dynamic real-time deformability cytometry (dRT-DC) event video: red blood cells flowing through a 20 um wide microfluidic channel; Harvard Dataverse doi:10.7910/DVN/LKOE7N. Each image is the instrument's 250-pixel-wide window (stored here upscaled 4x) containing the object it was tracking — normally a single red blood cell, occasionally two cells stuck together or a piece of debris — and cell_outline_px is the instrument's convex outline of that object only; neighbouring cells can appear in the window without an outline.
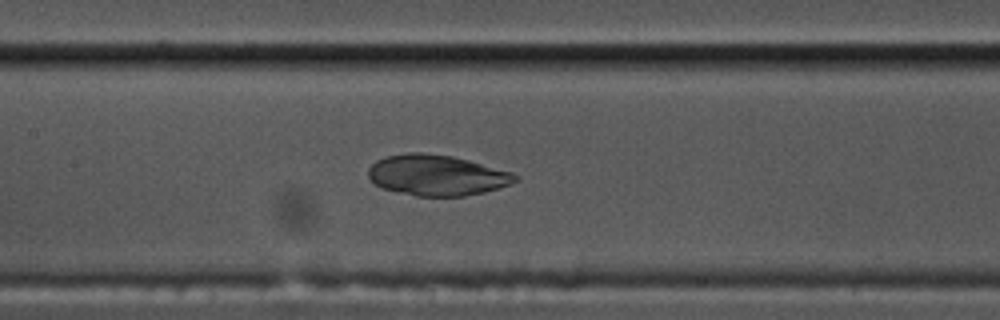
{"species": "common noctule bat (a hibernating species)", "species_latin": "Nyctalus noctula", "temperature_condition": "cold", "stored_images_in_passage": 46, "camera_frame_rate_fps": 3000, "um_per_image_px": 0.085, "animal": {"sex": "male", "body_mass_g": 17.5, "forearm_length_mm": 52.3}, "frame": {"image": 1, "passage_image": 16, "time_ms": 5.0, "image_size_px": [1000, 320], "cell_outline_px": [[520, 176], [512, 184], [484, 192], [464, 196], [416, 196], [380, 188], [368, 176], [368, 168], [376, 160], [388, 156], [408, 152], [420, 152], [452, 156], [468, 160], [512, 172]], "centroid_in_image_um": [37.13, 14.89], "position_along_channel_um": 170.3, "area_um2": 34.85}}